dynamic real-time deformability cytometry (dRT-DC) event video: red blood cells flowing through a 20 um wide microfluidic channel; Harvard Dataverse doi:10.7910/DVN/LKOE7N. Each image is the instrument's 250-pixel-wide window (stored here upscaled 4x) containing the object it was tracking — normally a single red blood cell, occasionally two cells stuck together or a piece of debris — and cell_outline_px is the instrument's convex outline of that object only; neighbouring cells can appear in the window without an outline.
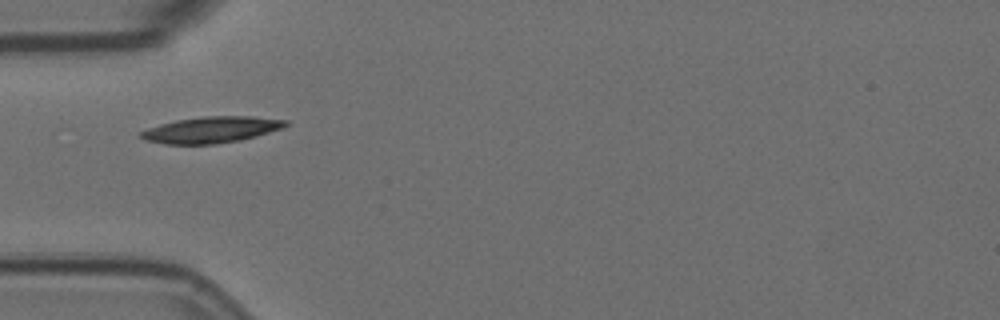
{"species": "Egyptian fruit bat (a non-hibernating species)", "species_latin": "Rousettus aegyptiacus", "temperature_condition": "room temperature", "stored_images_in_passage": 9, "camera_frame_rate_fps": 3000, "um_per_image_px": 0.085, "animal": {"sex": "female"}, "frame": {"image": 1, "passage_image": 4, "time_ms": 1.0, "image_size_px": [1000, 320], "cell_outline_px": [[288, 124], [280, 128], [256, 136], [240, 140], [216, 144], [164, 144], [144, 140], [136, 132], [160, 124], [176, 120], [204, 116], [252, 116], [288, 120]], "centroid_in_image_um": [17.9, 11.03], "position_along_channel_um": 67.1, "area_um2": 22.14}}
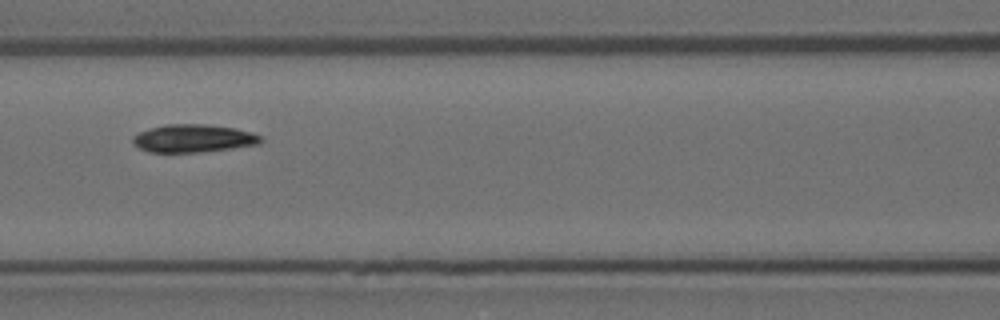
{"frame": {"image": 2, "passage_image": 6, "time_ms": 1.667, "image_size_px": [1000, 320], "cell_outline_px": [[264, 140], [260, 144], [232, 148], [200, 152], [148, 152], [132, 144], [132, 136], [140, 132], [164, 124], [208, 124], [236, 128], [252, 132], [264, 136]], "centroid_in_image_um": [16.48, 11.76], "position_along_channel_um": 150.1, "area_um2": 21.04}}
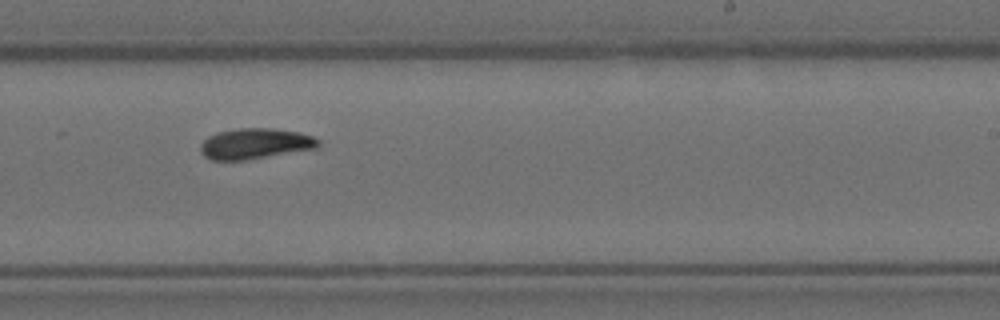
{"frame": {"image": 3, "passage_image": 9, "time_ms": 2.667, "image_size_px": [1000, 320], "cell_outline_px": [[320, 144], [316, 148], [244, 160], [212, 160], [204, 156], [200, 152], [200, 144], [208, 136], [216, 132], [236, 128], [272, 128], [300, 132], [312, 136], [320, 140]], "centroid_in_image_um": [21.66, 12.2], "position_along_channel_um": 267.3, "area_um2": 21.1}}